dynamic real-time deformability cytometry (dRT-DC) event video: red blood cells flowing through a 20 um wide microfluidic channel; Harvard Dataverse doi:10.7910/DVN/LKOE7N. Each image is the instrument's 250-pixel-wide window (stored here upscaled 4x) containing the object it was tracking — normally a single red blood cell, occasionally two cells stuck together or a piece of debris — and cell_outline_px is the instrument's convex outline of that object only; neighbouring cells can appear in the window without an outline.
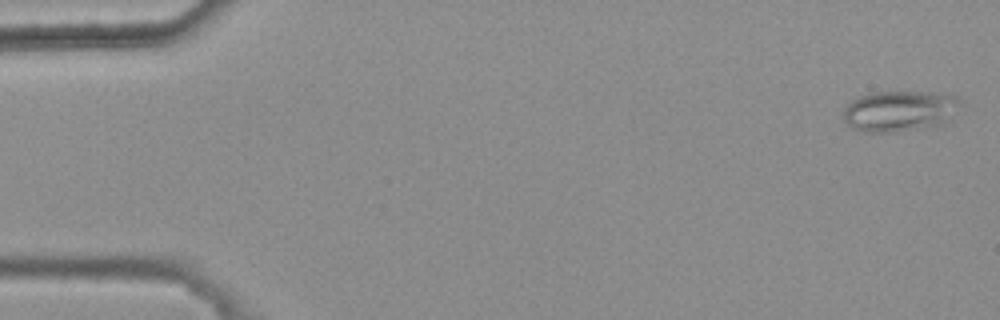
{"species": "common noctule bat (a hibernating species)", "species_latin": "Nyctalus noctula", "temperature_condition": "warm", "stored_images_in_passage": 6, "camera_frame_rate_fps": 3000, "um_per_image_px": 0.085, "animal": {"sex": "female", "body_mass_g": 25.1}, "frame": {"image": 1, "passage_image": 1, "time_ms": 0.0, "image_size_px": [1000, 320], "cell_outline_px": [[964, 100], [952, 120], [944, 124], [900, 132], [860, 132], [852, 128], [844, 120], [844, 108], [856, 96], [876, 92], [932, 92], [956, 96]], "centroid_in_image_um": [76.52, 9.44], "position_along_channel_um": 8.5, "area_um2": 28.5}}